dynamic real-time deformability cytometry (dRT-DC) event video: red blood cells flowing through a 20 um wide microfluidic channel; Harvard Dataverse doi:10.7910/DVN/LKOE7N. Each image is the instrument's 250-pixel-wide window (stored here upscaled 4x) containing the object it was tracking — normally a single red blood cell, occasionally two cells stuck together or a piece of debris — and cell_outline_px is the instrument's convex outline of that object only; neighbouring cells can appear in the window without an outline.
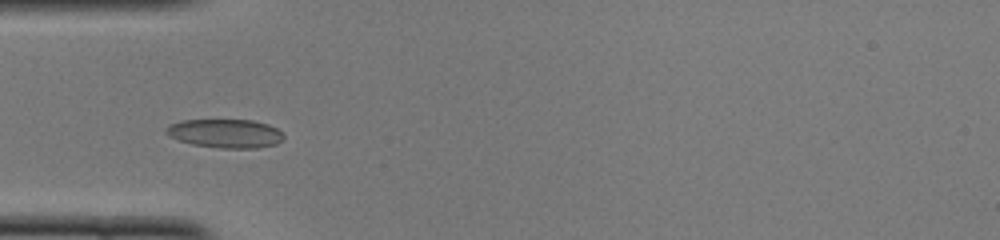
{"species": "common noctule bat (a hibernating species)", "species_latin": "Nyctalus noctula", "temperature_condition": "cold", "stored_images_in_passage": 37, "camera_frame_rate_fps": 3000, "um_per_image_px": 0.085, "animal": {"sex": "female", "body_mass_g": 22.0, "forearm_length_mm": 56.7}, "frame": {"image": 1, "passage_image": 2, "time_ms": 0.333, "image_size_px": [1000, 240], "cell_outline_px": [[284, 140], [276, 144], [256, 148], [220, 148], [192, 144], [168, 136], [164, 132], [164, 128], [168, 124], [180, 120], [252, 120], [268, 124], [276, 128], [284, 136]], "centroid_in_image_um": [19.12, 11.34], "position_along_channel_um": 65.9, "area_um2": 19.83}}
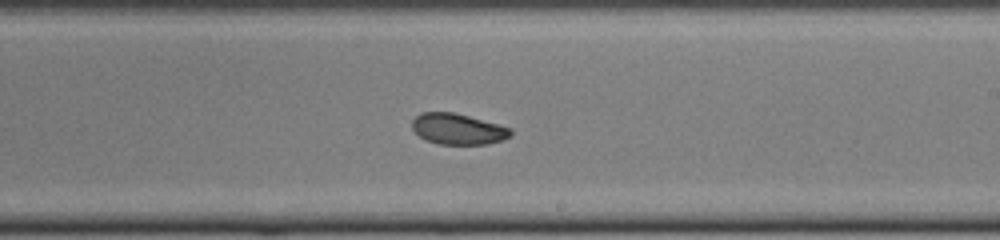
{"frame": {"image": 2, "passage_image": 16, "time_ms": 5.0, "image_size_px": [1000, 240], "cell_outline_px": [[512, 136], [488, 144], [440, 144], [424, 140], [412, 128], [412, 120], [420, 112], [452, 112], [468, 116], [512, 128]], "centroid_in_image_um": [38.91, 10.97], "position_along_channel_um": 250.1, "area_um2": 17.69}}
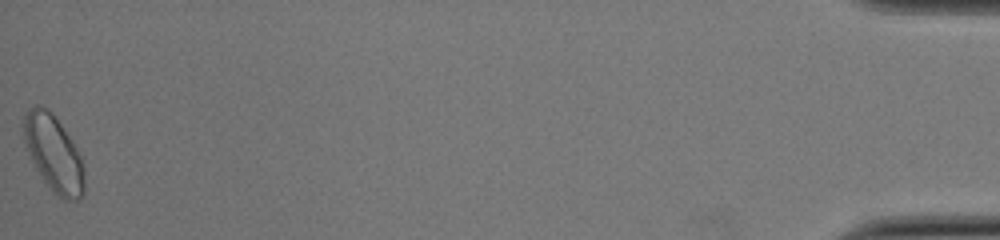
{"frame": {"image": 3, "passage_image": 37, "time_ms": 12.0, "image_size_px": [1000, 240], "cell_outline_px": [[84, 196], [80, 200], [64, 200], [56, 196], [44, 180], [36, 168], [28, 152], [24, 140], [24, 116], [28, 108], [36, 104], [48, 108], [60, 124], [76, 148], [80, 156], [84, 168]], "centroid_in_image_um": [4.57, 13.07], "position_along_channel_um": 430.6, "area_um2": 26.7}, "authors_computed_cell_mechanics": {"area_um2": 19.1318, "velocity_mm_per_s": 3.9593, "shape_relaxation_time_tau1_ms": 5.2025, "shape_relaxation_time_tau2_ms": 5.8534, "deformation_change_tau1": 0.0991, "deformation_change_tau2": 0.0887}}